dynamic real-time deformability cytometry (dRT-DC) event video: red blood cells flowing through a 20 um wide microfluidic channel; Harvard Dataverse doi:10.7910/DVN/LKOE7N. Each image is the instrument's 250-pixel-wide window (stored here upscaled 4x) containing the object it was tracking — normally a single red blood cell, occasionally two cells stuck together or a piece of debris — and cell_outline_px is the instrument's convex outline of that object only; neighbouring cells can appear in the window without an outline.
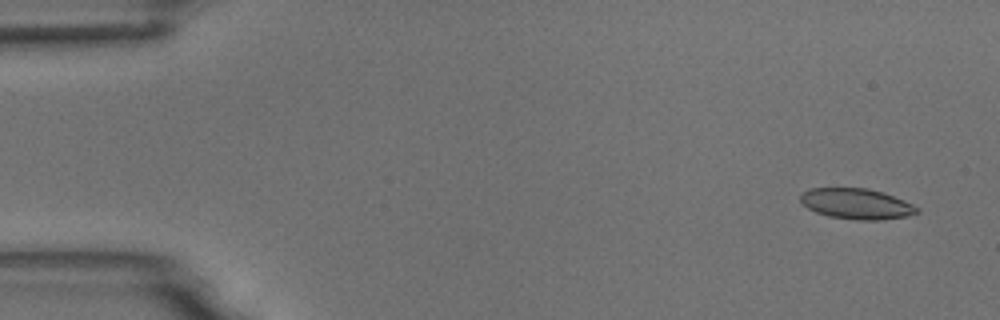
{"species": "common noctule bat (a hibernating species)", "species_latin": "Nyctalus noctula", "temperature_condition": "room temperature", "stored_images_in_passage": 9, "camera_frame_rate_fps": 3000, "um_per_image_px": 0.085, "animal": {"sex": "male", "body_mass_g": 18.8}, "frame": {"image": 1, "passage_image": 1, "time_ms": 0.0, "image_size_px": [1000, 320], "cell_outline_px": [[920, 212], [908, 216], [880, 220], [856, 220], [828, 216], [816, 212], [808, 208], [800, 200], [800, 196], [808, 188], [868, 188], [904, 200], [920, 208]], "centroid_in_image_um": [72.82, 17.33], "position_along_channel_um": 12.2, "area_um2": 20.75}}
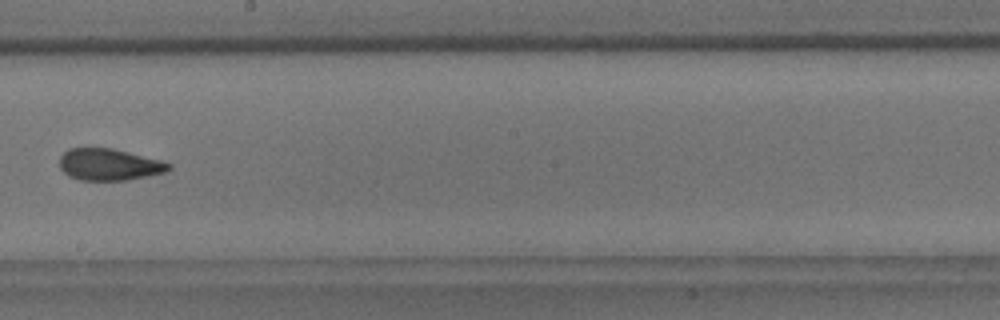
{"frame": {"image": 2, "passage_image": 9, "time_ms": 9.333, "image_size_px": [1000, 320], "cell_outline_px": [[172, 168], [164, 172], [148, 176], [128, 180], [80, 180], [68, 176], [60, 168], [60, 156], [68, 148], [112, 148], [160, 160], [172, 164]], "centroid_in_image_um": [9.27, 13.99], "position_along_channel_um": 238.9, "area_um2": 20.17}}